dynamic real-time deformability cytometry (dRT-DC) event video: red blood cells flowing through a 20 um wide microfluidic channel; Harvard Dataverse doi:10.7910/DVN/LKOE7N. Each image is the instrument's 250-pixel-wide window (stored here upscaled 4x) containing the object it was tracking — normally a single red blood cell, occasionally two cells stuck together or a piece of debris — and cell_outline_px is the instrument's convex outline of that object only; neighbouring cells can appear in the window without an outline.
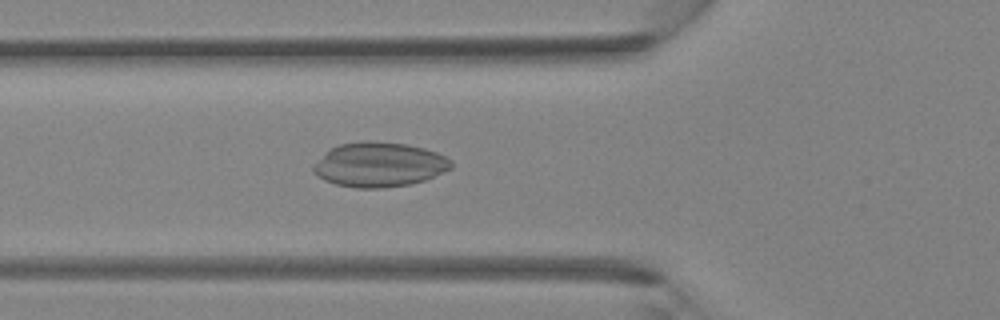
{"species": "Egyptian fruit bat (a non-hibernating species)", "species_latin": "Rousettus aegyptiacus", "temperature_condition": "room temperature", "stored_images_in_passage": 30, "camera_frame_rate_fps": 3000, "um_per_image_px": 0.085, "animal": {"sex": "female"}, "frame": {"image": 1, "passage_image": 7, "time_ms": 2.0, "image_size_px": [1000, 320], "cell_outline_px": [[452, 168], [424, 180], [412, 184], [384, 188], [356, 188], [336, 184], [324, 180], [312, 172], [312, 164], [324, 152], [340, 144], [360, 140], [368, 140], [404, 144], [424, 148], [436, 152], [452, 160]], "centroid_in_image_um": [32.19, 13.99], "position_along_channel_um": 93.6, "area_um2": 36.07}}
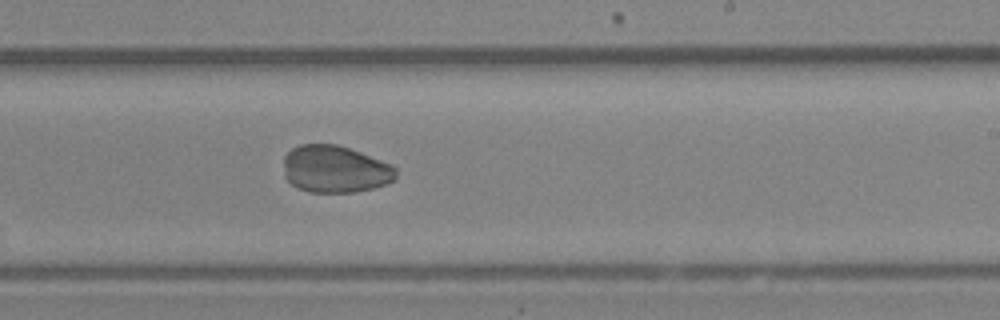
{"frame": {"image": 2, "passage_image": 17, "time_ms": 5.333, "image_size_px": [1000, 320], "cell_outline_px": [[396, 180], [372, 188], [356, 192], [308, 192], [296, 188], [284, 176], [284, 156], [292, 148], [300, 144], [336, 144], [360, 152], [392, 164], [396, 168]], "centroid_in_image_um": [28.47, 14.38], "position_along_channel_um": 260.5, "area_um2": 31.04}}
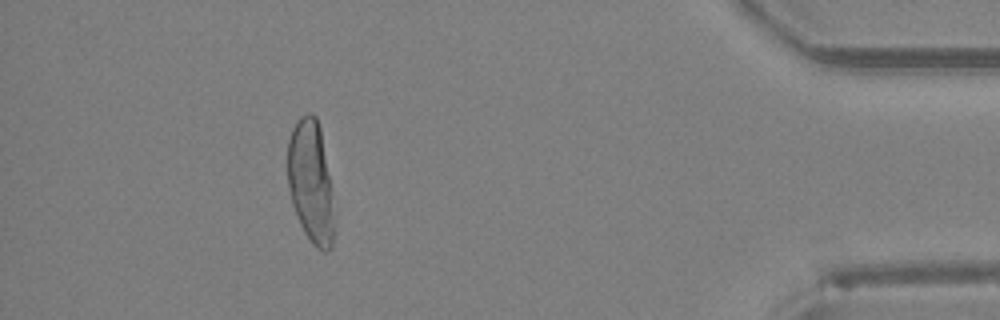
{"frame": {"image": 3, "passage_image": 29, "time_ms": 9.333, "image_size_px": [1000, 320], "cell_outline_px": [[332, 248], [324, 252], [316, 248], [312, 244], [304, 232], [296, 216], [292, 204], [288, 188], [288, 140], [292, 128], [300, 116], [308, 112], [312, 112], [316, 116], [320, 128], [328, 176], [332, 224]], "centroid_in_image_um": [26.35, 15.43], "position_along_channel_um": 408.8, "area_um2": 32.31}}